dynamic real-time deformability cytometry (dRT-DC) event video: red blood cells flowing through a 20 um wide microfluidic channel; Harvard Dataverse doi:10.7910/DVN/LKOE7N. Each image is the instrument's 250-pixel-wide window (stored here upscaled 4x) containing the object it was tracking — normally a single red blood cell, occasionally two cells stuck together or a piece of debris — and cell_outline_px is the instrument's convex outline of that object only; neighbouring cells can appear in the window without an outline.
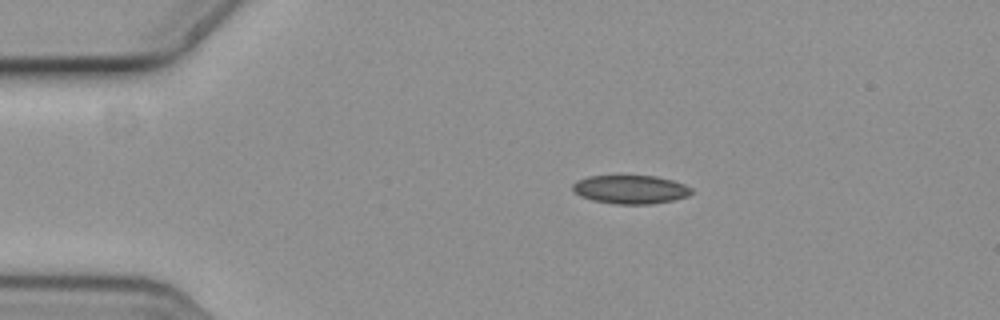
{"species": "common noctule bat (a hibernating species)", "species_latin": "Nyctalus noctula", "temperature_condition": "cold", "stored_images_in_passage": 4, "camera_frame_rate_fps": 3000, "um_per_image_px": 0.085, "animal": {"sex": "female", "body_mass_g": 19.3, "forearm_length_mm": 54.1}, "frame": {"image": 1, "passage_image": 4, "time_ms": 1.0, "image_size_px": [1000, 320], "cell_outline_px": [[692, 192], [688, 196], [672, 200], [652, 204], [616, 204], [592, 200], [580, 196], [572, 192], [572, 184], [576, 180], [588, 176], [656, 176], [672, 180], [684, 184], [692, 188]], "centroid_in_image_um": [53.56, 16.1], "position_along_channel_um": 31.4, "area_um2": 19.88}}